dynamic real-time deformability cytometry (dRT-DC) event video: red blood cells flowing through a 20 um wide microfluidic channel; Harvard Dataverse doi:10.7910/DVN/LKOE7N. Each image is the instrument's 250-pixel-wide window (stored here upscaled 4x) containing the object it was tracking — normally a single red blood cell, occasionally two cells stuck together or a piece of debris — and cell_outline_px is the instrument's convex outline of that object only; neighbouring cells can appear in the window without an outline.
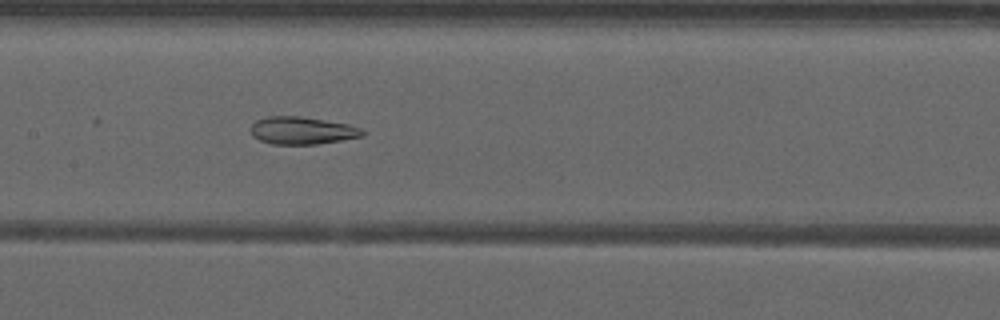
{"species": "common noctule bat (a hibernating species)", "species_latin": "Nyctalus noctula", "temperature_condition": "warm", "stored_images_in_passage": 53, "camera_frame_rate_fps": 3000, "um_per_image_px": 0.085, "animal": {"sex": "male", "forearm_length_mm": 52.5}, "frame": {"image": 1, "passage_image": 27, "time_ms": 8.667, "image_size_px": [1000, 320], "cell_outline_px": [[364, 136], [316, 144], [272, 144], [260, 140], [252, 136], [252, 124], [256, 120], [268, 116], [300, 116], [348, 124], [360, 128], [364, 132]], "centroid_in_image_um": [25.67, 11.09], "position_along_channel_um": 181.7, "area_um2": 17.74}}
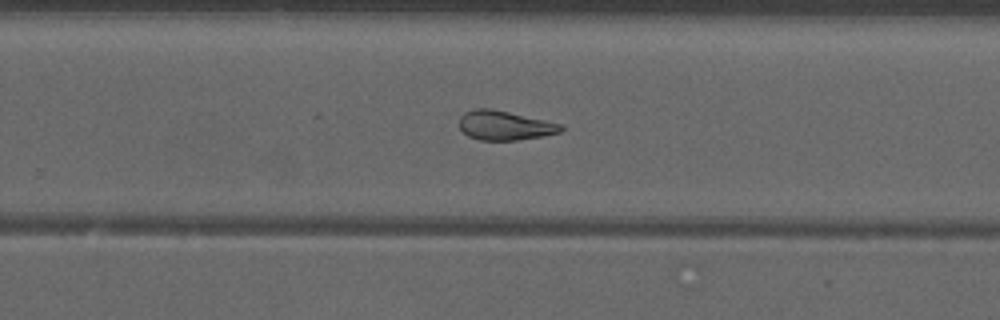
{"frame": {"image": 2, "passage_image": 35, "time_ms": 11.333, "image_size_px": [1000, 320], "cell_outline_px": [[564, 128], [560, 132], [544, 136], [516, 140], [480, 140], [468, 136], [460, 128], [460, 116], [464, 112], [476, 108], [492, 108], [564, 124]], "centroid_in_image_um": [42.92, 10.65], "position_along_channel_um": 286.9, "area_um2": 17.51}}
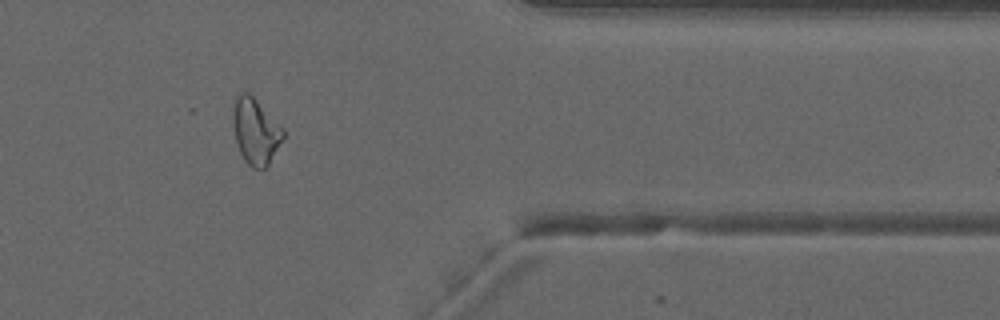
{"frame": {"image": 3, "passage_image": 44, "time_ms": 14.333, "image_size_px": [1000, 320], "cell_outline_px": [[284, 136], [268, 164], [264, 168], [252, 168], [244, 160], [240, 152], [236, 140], [232, 116], [232, 112], [236, 96], [240, 92], [248, 92], [284, 128]], "centroid_in_image_um": [21.71, 11.14], "position_along_channel_um": 389.7, "area_um2": 18.96}}